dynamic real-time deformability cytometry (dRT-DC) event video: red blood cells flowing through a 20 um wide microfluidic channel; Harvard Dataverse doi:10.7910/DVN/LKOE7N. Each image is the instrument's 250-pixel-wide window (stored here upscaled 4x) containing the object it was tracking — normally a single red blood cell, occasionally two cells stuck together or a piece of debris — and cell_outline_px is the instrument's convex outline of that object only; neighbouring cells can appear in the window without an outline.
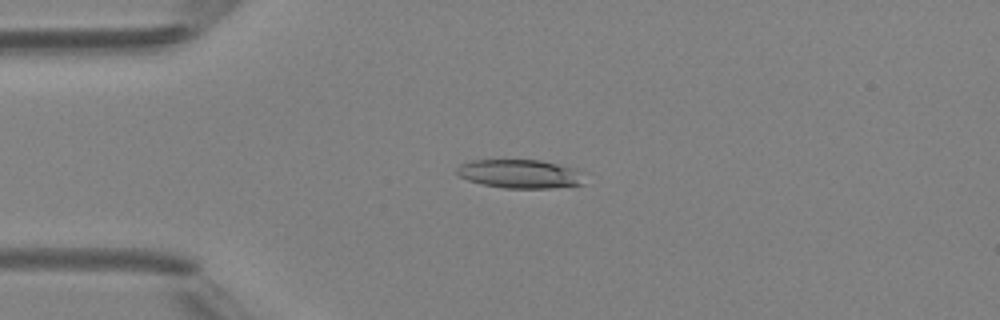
{"species": "Egyptian fruit bat (a non-hibernating species)", "species_latin": "Rousettus aegyptiacus", "temperature_condition": "room temperature", "stored_images_in_passage": 4, "camera_frame_rate_fps": 3000, "um_per_image_px": 0.085, "animal": {"sex": "female"}, "frame": {"image": 1, "passage_image": 2, "time_ms": 2.0, "image_size_px": [1000, 320], "cell_outline_px": [[588, 172], [584, 184], [552, 188], [504, 188], [484, 184], [468, 180], [460, 176], [456, 172], [456, 168], [460, 164], [472, 160], [540, 160]], "centroid_in_image_um": [44.28, 14.78], "position_along_channel_um": 40.7, "area_um2": 21.56}}
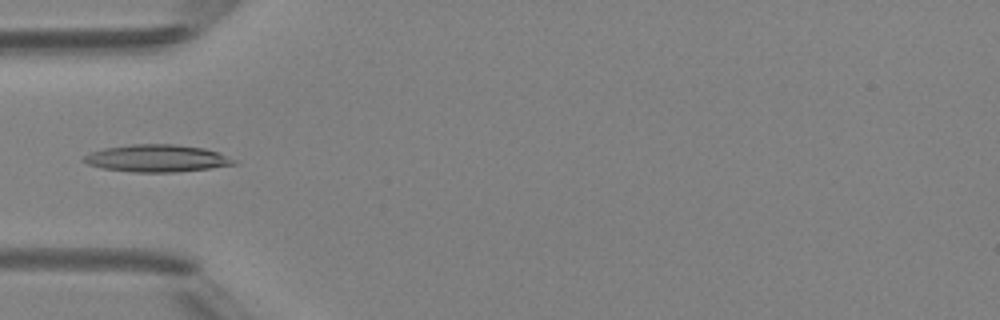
{"frame": {"image": 2, "passage_image": 3, "time_ms": 3.333, "image_size_px": [1000, 320], "cell_outline_px": [[240, 164], [212, 168], [176, 172], [132, 172], [104, 168], [88, 164], [80, 160], [84, 156], [92, 152], [104, 148], [132, 144], [176, 144], [204, 148], [216, 152], [236, 160]], "centroid_in_image_um": [13.36, 13.46], "position_along_channel_um": 71.6, "area_um2": 23.87}}
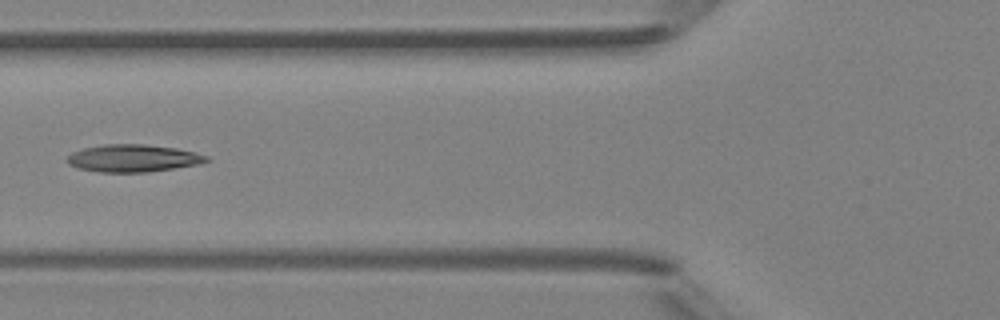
{"frame": {"image": 3, "passage_image": 4, "time_ms": 4.333, "image_size_px": [1000, 320], "cell_outline_px": [[212, 160], [200, 164], [148, 172], [100, 172], [80, 168], [68, 164], [68, 156], [72, 152], [84, 148], [104, 144], [144, 144], [176, 148], [208, 156]], "centroid_in_image_um": [11.34, 13.45], "position_along_channel_um": 114.5, "area_um2": 22.14}}